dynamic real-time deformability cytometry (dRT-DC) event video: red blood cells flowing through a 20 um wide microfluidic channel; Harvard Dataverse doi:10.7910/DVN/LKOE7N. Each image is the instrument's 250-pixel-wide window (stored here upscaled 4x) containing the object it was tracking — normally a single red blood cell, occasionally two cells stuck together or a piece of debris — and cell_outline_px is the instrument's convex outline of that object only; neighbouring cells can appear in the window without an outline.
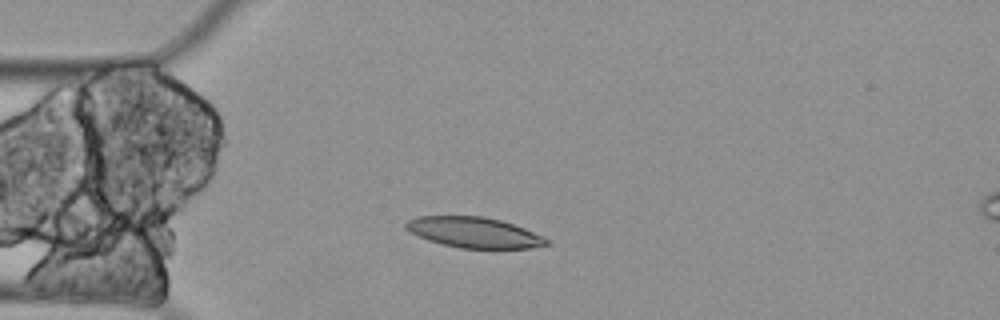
{"species": "Egyptian fruit bat (a non-hibernating species)", "species_latin": "Rousettus aegyptiacus", "temperature_condition": "cold", "stored_images_in_passage": 4, "camera_frame_rate_fps": 3000, "um_per_image_px": 0.085, "animal": {"sex": "female"}, "frame": {"image": 1, "passage_image": 4, "time_ms": 1.0, "image_size_px": [1000, 320], "cell_outline_px": [[552, 244], [532, 248], [460, 248], [428, 240], [408, 232], [404, 228], [404, 224], [408, 220], [416, 216], [484, 216], [500, 220], [524, 228], [548, 240]], "centroid_in_image_um": [40.25, 19.75], "position_along_channel_um": 44.8, "area_um2": 24.97}}